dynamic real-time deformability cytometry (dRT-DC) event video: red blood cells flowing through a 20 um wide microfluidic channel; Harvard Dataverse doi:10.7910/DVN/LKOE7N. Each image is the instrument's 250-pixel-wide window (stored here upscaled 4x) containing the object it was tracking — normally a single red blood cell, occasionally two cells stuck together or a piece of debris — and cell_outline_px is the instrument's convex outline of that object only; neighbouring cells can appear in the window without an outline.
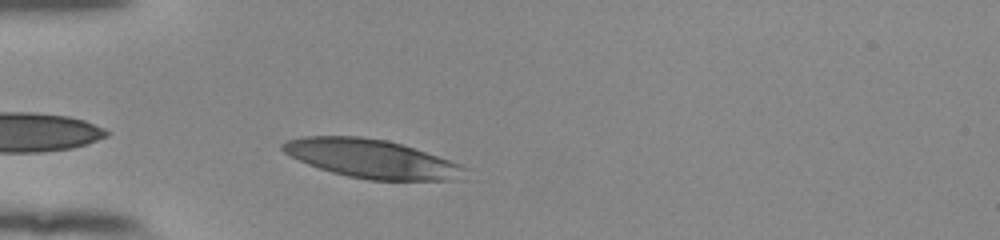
{"species": "human", "species_latin": "Homo sapiens", "temperature_condition": "room temperature", "stored_images_in_passage": 30, "camera_frame_rate_fps": 3000, "um_per_image_px": 0.085, "donor": {"sex": "female"}, "frame": {"image": 1, "passage_image": 2, "time_ms": 0.333, "image_size_px": [1000, 240], "cell_outline_px": [[472, 180], [368, 180], [348, 176], [332, 172], [308, 164], [284, 152], [280, 148], [280, 144], [288, 140], [304, 136], [360, 136], [388, 140], [460, 164], [468, 168]], "centroid_in_image_um": [31.67, 13.51], "position_along_channel_um": 53.3, "area_um2": 41.15}}
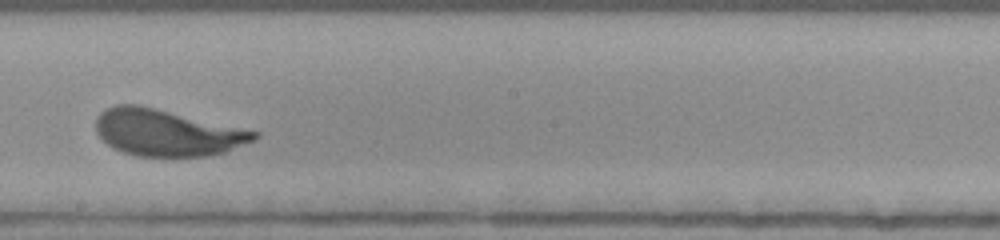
{"frame": {"image": 2, "passage_image": 17, "time_ms": 5.333, "image_size_px": [1000, 240], "cell_outline_px": [[260, 132], [252, 140], [224, 152], [208, 156], [136, 156], [112, 148], [96, 132], [96, 120], [100, 112], [104, 108], [116, 104], [140, 104]], "centroid_in_image_um": [14.13, 11.26], "position_along_channel_um": 234.1, "area_um2": 42.83}}
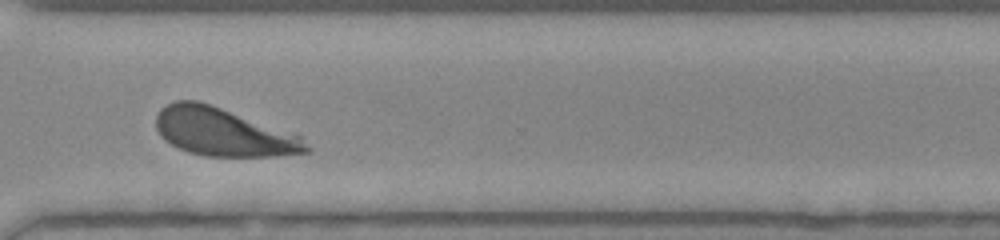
{"frame": {"image": 3, "passage_image": 26, "time_ms": 8.333, "image_size_px": [1000, 240], "cell_outline_px": [[312, 152], [276, 156], [204, 156], [188, 152], [172, 144], [160, 136], [156, 128], [156, 116], [160, 108], [176, 100], [196, 100], [220, 108], [300, 136], [312, 148]], "centroid_in_image_um": [18.96, 11.25], "position_along_channel_um": 351.6, "area_um2": 41.5}, "authors_computed_cell_mechanics": {"area_um2": 42.772, "velocity_mm_per_s": 3.8977, "shape_relaxation_time_tau1_ms": 2.6219, "shape_relaxation_time_tau2_ms": null, "deformation_change_tau1": 0.1464, "deformation_change_tau2": null}}